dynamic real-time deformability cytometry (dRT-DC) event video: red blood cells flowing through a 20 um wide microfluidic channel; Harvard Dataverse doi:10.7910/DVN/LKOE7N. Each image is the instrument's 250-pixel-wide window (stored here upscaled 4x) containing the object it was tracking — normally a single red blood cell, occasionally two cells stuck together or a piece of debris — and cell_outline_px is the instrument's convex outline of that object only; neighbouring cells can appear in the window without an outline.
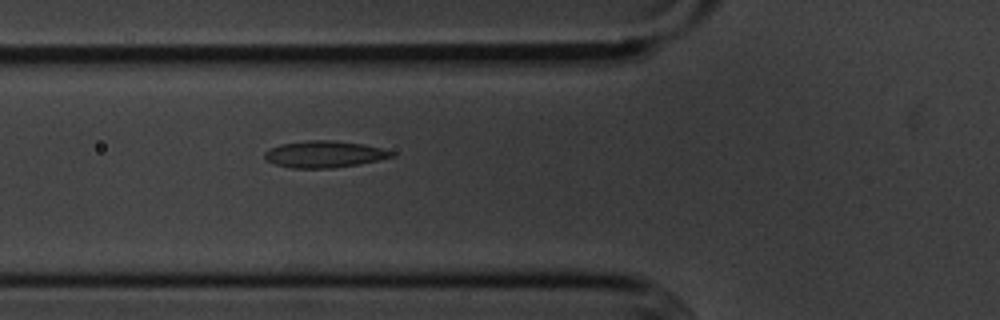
{"species": "common noctule bat (a hibernating species)", "species_latin": "Nyctalus noctula", "temperature_condition": "cold", "stored_images_in_passage": 3, "camera_frame_rate_fps": 3000, "um_per_image_px": 0.085, "animal": {"sex": "male", "body_mass_g": 20.1, "forearm_length_mm": 53.5}, "frame": {"image": 1, "passage_image": 3, "time_ms": 2.333, "image_size_px": [1000, 320], "cell_outline_px": [[396, 156], [380, 160], [360, 164], [332, 168], [292, 168], [276, 164], [268, 160], [264, 156], [264, 152], [280, 144], [308, 140], [336, 140], [364, 144], [396, 152]], "centroid_in_image_um": [27.63, 13.1], "position_along_channel_um": 98.2, "area_um2": 19.83}}